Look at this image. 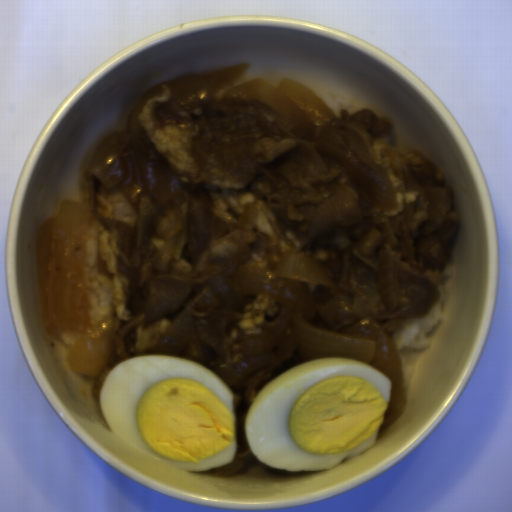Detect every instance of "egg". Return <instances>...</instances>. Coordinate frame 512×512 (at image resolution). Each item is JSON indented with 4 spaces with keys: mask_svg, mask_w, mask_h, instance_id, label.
Here are the masks:
<instances>
[{
    "mask_svg": "<svg viewBox=\"0 0 512 512\" xmlns=\"http://www.w3.org/2000/svg\"><path fill=\"white\" fill-rule=\"evenodd\" d=\"M392 381L342 358L315 359L268 382L250 404L244 435L270 469L335 468L374 447Z\"/></svg>",
    "mask_w": 512,
    "mask_h": 512,
    "instance_id": "obj_1",
    "label": "egg"
},
{
    "mask_svg": "<svg viewBox=\"0 0 512 512\" xmlns=\"http://www.w3.org/2000/svg\"><path fill=\"white\" fill-rule=\"evenodd\" d=\"M99 405L113 436L182 471L202 472L234 459L232 392L197 362L127 359L110 370Z\"/></svg>",
    "mask_w": 512,
    "mask_h": 512,
    "instance_id": "obj_2",
    "label": "egg"
}]
</instances>
